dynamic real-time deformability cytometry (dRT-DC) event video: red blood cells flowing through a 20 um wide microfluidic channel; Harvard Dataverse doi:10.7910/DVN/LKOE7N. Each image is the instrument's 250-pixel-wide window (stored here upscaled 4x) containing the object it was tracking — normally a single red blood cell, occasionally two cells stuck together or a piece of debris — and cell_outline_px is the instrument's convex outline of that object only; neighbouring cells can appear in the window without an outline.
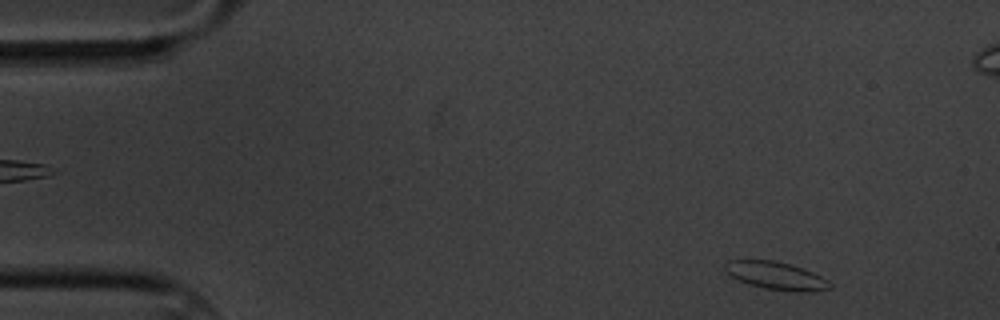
{"species": "common noctule bat (a hibernating species)", "species_latin": "Nyctalus noctula", "temperature_condition": "cold", "stored_images_in_passage": 57, "camera_frame_rate_fps": 3000, "um_per_image_px": 0.085, "animal": {"sex": "male", "body_mass_g": 20.1, "forearm_length_mm": 53.5}, "frame": {"image": 1, "passage_image": 3, "time_ms": 0.667, "image_size_px": [1000, 320], "cell_outline_px": [[832, 288], [812, 292], [796, 292], [764, 288], [748, 284], [732, 276], [724, 268], [724, 264], [728, 260], [772, 260], [788, 264], [812, 272], [828, 280], [832, 284]], "centroid_in_image_um": [65.99, 23.45], "position_along_channel_um": 19.0, "area_um2": 16.82}}
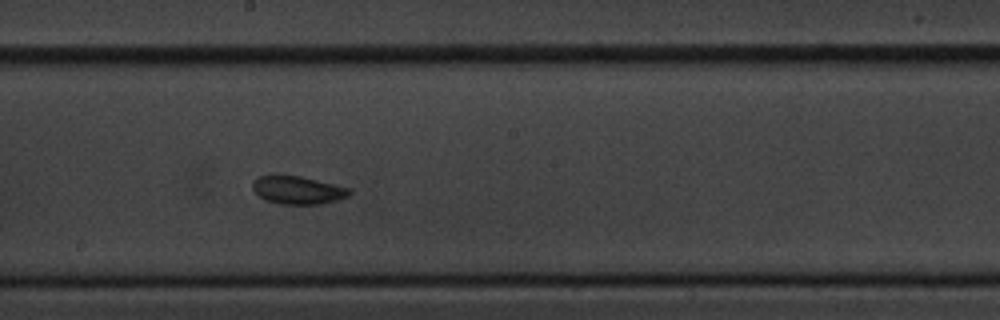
{"frame": {"image": 2, "passage_image": 29, "time_ms": 9.333, "image_size_px": [1000, 320], "cell_outline_px": [[352, 192], [348, 196], [336, 200], [320, 204], [280, 204], [264, 200], [252, 188], [252, 180], [260, 176], [276, 172], [300, 176], [348, 188]], "centroid_in_image_um": [25.22, 16.12], "position_along_channel_um": 223.0, "area_um2": 16.07}}
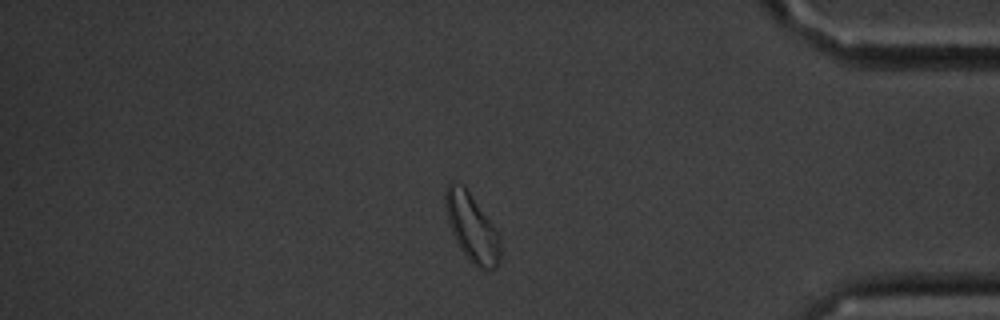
{"frame": {"image": 3, "passage_image": 47, "time_ms": 15.333, "image_size_px": [1000, 320], "cell_outline_px": [[500, 264], [496, 268], [476, 268], [468, 260], [460, 248], [448, 224], [444, 204], [444, 192], [448, 184], [464, 184], [492, 224], [500, 236]], "centroid_in_image_um": [40.1, 19.36], "position_along_channel_um": 395.1, "area_um2": 21.73}, "authors_computed_cell_mechanics": {"area_um2": 16.2996, "velocity_mm_per_s": 3.3694, "shape_relaxation_time_tau1_ms": 3.6993, "shape_relaxation_time_tau2_ms": null, "deformation_change_tau1": 0.0823, "deformation_change_tau2": null}}